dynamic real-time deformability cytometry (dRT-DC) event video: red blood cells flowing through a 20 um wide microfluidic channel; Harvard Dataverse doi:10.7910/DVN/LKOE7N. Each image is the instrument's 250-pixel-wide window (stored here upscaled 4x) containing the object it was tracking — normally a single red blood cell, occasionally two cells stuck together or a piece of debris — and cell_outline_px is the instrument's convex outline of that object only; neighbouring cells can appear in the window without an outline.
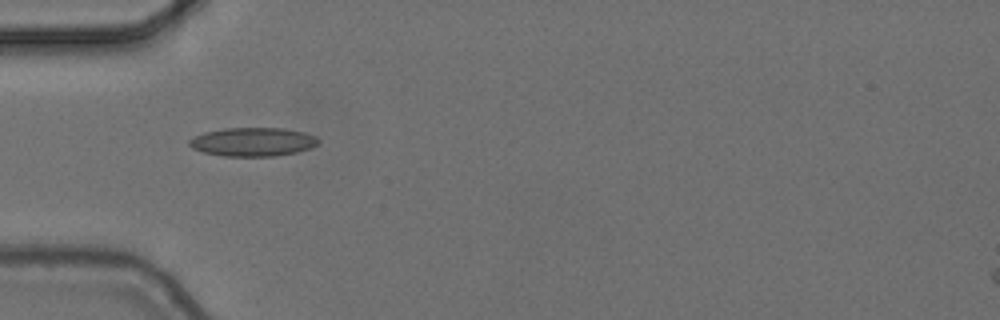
{"species": "common noctule bat (a hibernating species)", "species_latin": "Nyctalus noctula", "temperature_condition": "cold", "stored_images_in_passage": 7, "camera_frame_rate_fps": 3000, "um_per_image_px": 0.085, "animal": {"sex": "female", "body_mass_g": 24.6, "forearm_length_mm": 56.2}, "frame": {"image": 1, "passage_image": 7, "time_ms": 2.0, "image_size_px": [1000, 320], "cell_outline_px": [[320, 144], [312, 148], [296, 152], [276, 156], [224, 156], [204, 152], [192, 148], [188, 144], [188, 140], [192, 136], [204, 132], [224, 128], [284, 128], [304, 132], [316, 136], [320, 140]], "centroid_in_image_um": [21.51, 12.05], "position_along_channel_um": 63.5, "area_um2": 21.85}}